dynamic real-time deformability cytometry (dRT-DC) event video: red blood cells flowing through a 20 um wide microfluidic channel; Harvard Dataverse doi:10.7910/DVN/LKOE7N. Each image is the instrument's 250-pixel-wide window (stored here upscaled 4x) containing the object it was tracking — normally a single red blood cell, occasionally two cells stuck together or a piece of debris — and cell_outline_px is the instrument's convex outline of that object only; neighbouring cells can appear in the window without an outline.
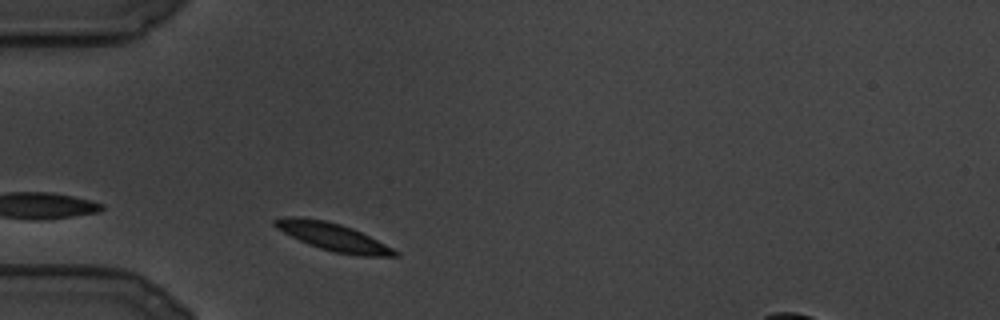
{"species": "common noctule bat (a hibernating species)", "species_latin": "Nyctalus noctula", "temperature_condition": "cold", "stored_images_in_passage": 67, "camera_frame_rate_fps": 3000, "um_per_image_px": 0.085, "animal": {"sex": "male", "body_mass_g": 19.5, "forearm_length_mm": 54.6}, "frame": {"image": 1, "passage_image": 6, "time_ms": 1.667, "image_size_px": [1000, 320], "cell_outline_px": [[400, 256], [360, 256], [336, 252], [320, 248], [308, 244], [276, 228], [272, 224], [272, 220], [284, 216], [296, 216], [324, 220], [340, 224], [352, 228], [400, 252]], "centroid_in_image_um": [28.28, 20.12], "position_along_channel_um": 56.7, "area_um2": 19.13}}
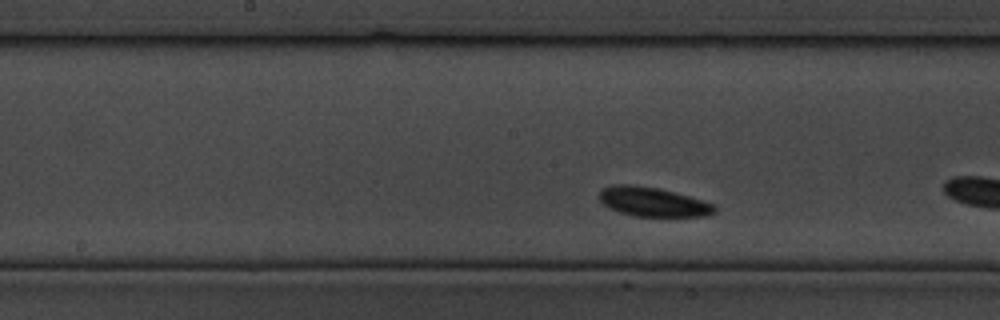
{"frame": {"image": 2, "passage_image": 26, "time_ms": 8.333, "image_size_px": [1000, 320], "cell_outline_px": [[716, 212], [704, 216], [636, 216], [620, 212], [608, 208], [600, 200], [600, 192], [604, 188], [612, 184], [636, 184], [660, 188], [716, 204]], "centroid_in_image_um": [55.5, 17.15], "position_along_channel_um": 192.7, "area_um2": 19.71}}
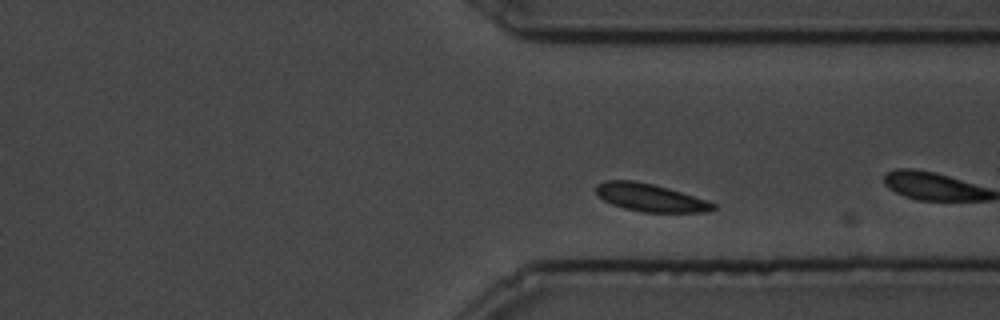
{"frame": {"image": 3, "passage_image": 55, "time_ms": 18.0, "image_size_px": [1000, 320], "cell_outline_px": [[716, 208], [704, 212], [644, 212], [624, 208], [612, 204], [604, 200], [596, 192], [596, 184], [604, 180], [632, 180], [652, 184], [668, 188], [708, 200], [716, 204]], "centroid_in_image_um": [55.27, 16.79], "position_along_channel_um": 356.1, "area_um2": 18.84}}